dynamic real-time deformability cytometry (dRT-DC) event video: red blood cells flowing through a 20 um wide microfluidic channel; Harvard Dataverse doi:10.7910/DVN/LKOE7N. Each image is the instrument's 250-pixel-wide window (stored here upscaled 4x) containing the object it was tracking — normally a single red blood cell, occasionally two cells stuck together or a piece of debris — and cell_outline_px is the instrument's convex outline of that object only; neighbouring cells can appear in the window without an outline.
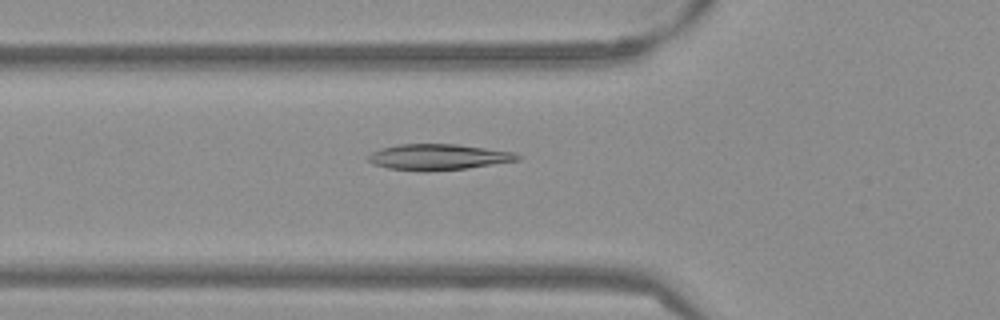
{"species": "Egyptian fruit bat (a non-hibernating species)", "species_latin": "Rousettus aegyptiacus", "temperature_condition": "warm", "stored_images_in_passage": 52, "camera_frame_rate_fps": 3000, "um_per_image_px": 0.085, "frame": {"image": 1, "passage_image": 18, "time_ms": 5.667, "image_size_px": [1000, 320], "cell_outline_px": [[520, 160], [468, 168], [424, 172], [388, 168], [372, 164], [368, 160], [368, 156], [372, 152], [380, 148], [400, 144], [456, 144], [516, 152], [520, 156]], "centroid_in_image_um": [37.25, 13.35], "position_along_channel_um": 88.5, "area_um2": 22.66}}
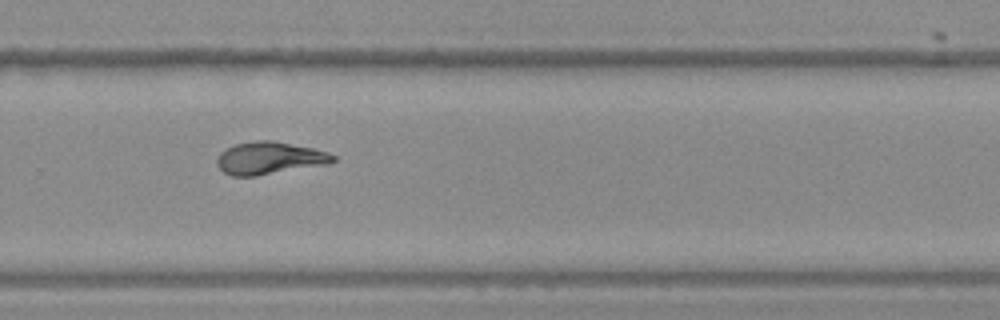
{"frame": {"image": 2, "passage_image": 35, "time_ms": 11.333, "image_size_px": [1000, 320], "cell_outline_px": [[336, 160], [328, 164], [256, 176], [232, 176], [224, 172], [216, 164], [216, 160], [220, 152], [236, 144], [256, 140], [272, 140], [312, 148], [328, 152], [336, 156]], "centroid_in_image_um": [22.91, 13.44], "position_along_channel_um": 306.9, "area_um2": 21.91}}
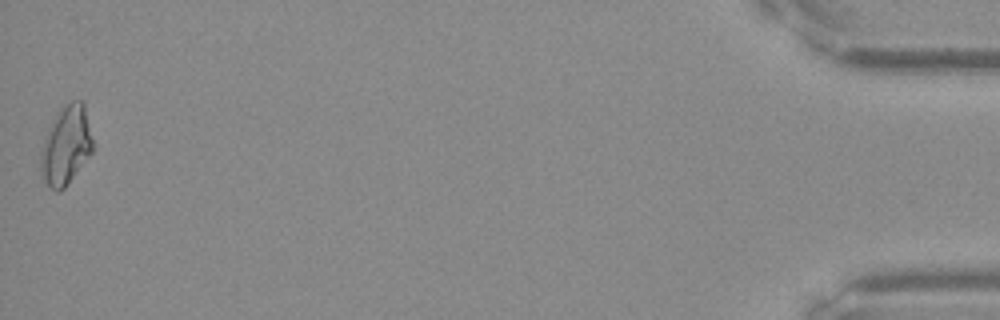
{"frame": {"image": 3, "passage_image": 52, "time_ms": 17.0, "image_size_px": [1000, 320], "cell_outline_px": [[92, 152], [64, 188], [60, 192], [56, 192], [44, 180], [40, 168], [40, 152], [48, 128], [56, 112], [72, 100], [80, 100], [84, 104], [92, 140]], "centroid_in_image_um": [5.59, 12.35], "position_along_channel_um": 429.6, "area_um2": 23.52}, "authors_computed_cell_mechanics": {"area_um2": 21.7328, "velocity_mm_per_s": 3.8389, "shape_relaxation_time_tau1_ms": 11.322, "shape_relaxation_time_tau2_ms": 1.5208, "deformation_change_tau1": 0.3073, "deformation_change_tau2": 0.0939}}